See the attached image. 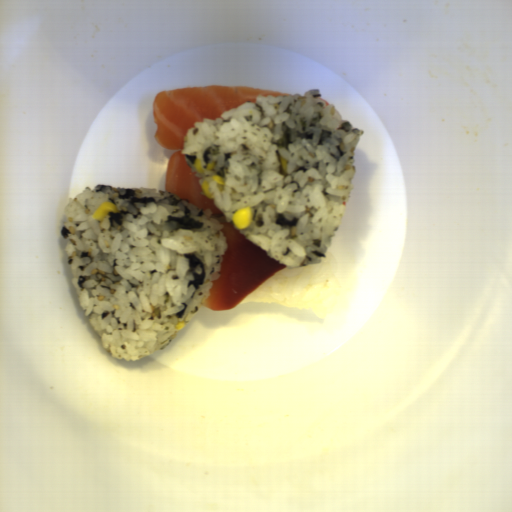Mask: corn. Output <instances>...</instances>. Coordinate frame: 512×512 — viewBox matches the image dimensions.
Returning a JSON list of instances; mask_svg holds the SVG:
<instances>
[{
    "mask_svg": "<svg viewBox=\"0 0 512 512\" xmlns=\"http://www.w3.org/2000/svg\"><path fill=\"white\" fill-rule=\"evenodd\" d=\"M187 324V322H184V321H179L175 326L177 327L178 330H181L184 328V326ZM177 330V331H178Z\"/></svg>",
    "mask_w": 512,
    "mask_h": 512,
    "instance_id": "obj_8",
    "label": "corn"
},
{
    "mask_svg": "<svg viewBox=\"0 0 512 512\" xmlns=\"http://www.w3.org/2000/svg\"><path fill=\"white\" fill-rule=\"evenodd\" d=\"M193 166L195 167L197 173H199V174H204L205 171H206L205 168L202 165V162H201L200 158H195L193 160Z\"/></svg>",
    "mask_w": 512,
    "mask_h": 512,
    "instance_id": "obj_6",
    "label": "corn"
},
{
    "mask_svg": "<svg viewBox=\"0 0 512 512\" xmlns=\"http://www.w3.org/2000/svg\"><path fill=\"white\" fill-rule=\"evenodd\" d=\"M107 213H121L115 204L110 202H102L100 205H98L95 209V211L92 214V218L94 220L102 221Z\"/></svg>",
    "mask_w": 512,
    "mask_h": 512,
    "instance_id": "obj_2",
    "label": "corn"
},
{
    "mask_svg": "<svg viewBox=\"0 0 512 512\" xmlns=\"http://www.w3.org/2000/svg\"><path fill=\"white\" fill-rule=\"evenodd\" d=\"M253 217L254 215L250 206L235 210L231 215L232 225L234 229L241 231L251 225Z\"/></svg>",
    "mask_w": 512,
    "mask_h": 512,
    "instance_id": "obj_1",
    "label": "corn"
},
{
    "mask_svg": "<svg viewBox=\"0 0 512 512\" xmlns=\"http://www.w3.org/2000/svg\"><path fill=\"white\" fill-rule=\"evenodd\" d=\"M201 189L206 197H208L210 200L215 198L213 192H210L209 183L207 180H203L201 184Z\"/></svg>",
    "mask_w": 512,
    "mask_h": 512,
    "instance_id": "obj_4",
    "label": "corn"
},
{
    "mask_svg": "<svg viewBox=\"0 0 512 512\" xmlns=\"http://www.w3.org/2000/svg\"><path fill=\"white\" fill-rule=\"evenodd\" d=\"M212 179H213V181H215L218 190L223 192V187H224V184H225V178L223 176H221V175L214 174L212 176Z\"/></svg>",
    "mask_w": 512,
    "mask_h": 512,
    "instance_id": "obj_3",
    "label": "corn"
},
{
    "mask_svg": "<svg viewBox=\"0 0 512 512\" xmlns=\"http://www.w3.org/2000/svg\"><path fill=\"white\" fill-rule=\"evenodd\" d=\"M278 159H279V163H280V173L282 175L286 176L288 174V162L290 160H286L283 157H281L280 155H279Z\"/></svg>",
    "mask_w": 512,
    "mask_h": 512,
    "instance_id": "obj_5",
    "label": "corn"
},
{
    "mask_svg": "<svg viewBox=\"0 0 512 512\" xmlns=\"http://www.w3.org/2000/svg\"><path fill=\"white\" fill-rule=\"evenodd\" d=\"M216 165H217L216 160H213V161H211V162H208V164H207V166H206V169H207L208 171H214V169H215Z\"/></svg>",
    "mask_w": 512,
    "mask_h": 512,
    "instance_id": "obj_7",
    "label": "corn"
}]
</instances>
